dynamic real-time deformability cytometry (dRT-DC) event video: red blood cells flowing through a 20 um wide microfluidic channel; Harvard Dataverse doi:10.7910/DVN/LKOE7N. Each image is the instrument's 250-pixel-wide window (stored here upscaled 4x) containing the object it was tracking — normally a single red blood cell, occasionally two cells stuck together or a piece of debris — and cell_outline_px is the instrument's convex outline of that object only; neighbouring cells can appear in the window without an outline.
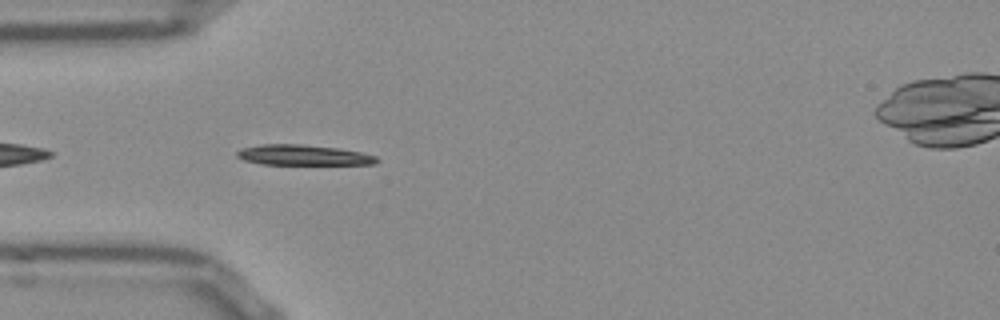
{"species": "Egyptian fruit bat (a non-hibernating species)", "species_latin": "Rousettus aegyptiacus", "temperature_condition": "room temperature", "stored_images_in_passage": 40, "camera_frame_rate_fps": 3000, "um_per_image_px": 0.085, "frame": {"image": 1, "passage_image": 3, "time_ms": 0.667, "image_size_px": [1000, 320], "cell_outline_px": [[380, 160], [376, 164], [260, 164], [244, 160], [236, 156], [236, 152], [240, 148], [260, 144], [300, 144], [336, 148], [360, 152], [376, 156]], "centroid_in_image_um": [25.74, 13.18], "position_along_channel_um": 59.3, "area_um2": 16.59}}
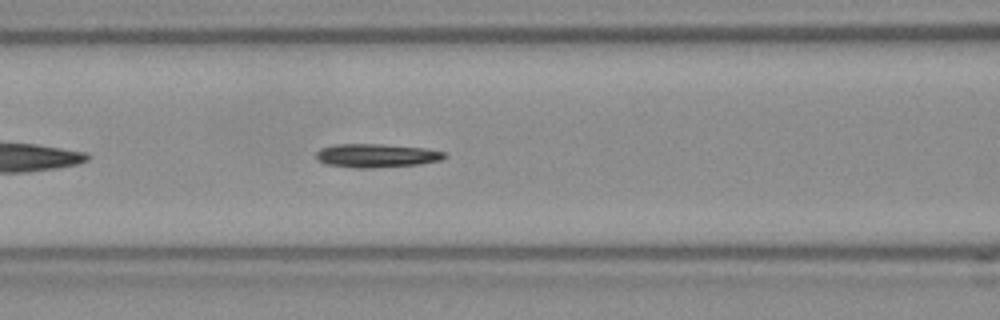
{"frame": {"image": 2, "passage_image": 9, "time_ms": 2.667, "image_size_px": [1000, 320], "cell_outline_px": [[448, 156], [440, 160], [420, 164], [372, 168], [356, 168], [328, 164], [316, 160], [316, 152], [320, 148], [336, 144], [380, 144], [424, 148], [444, 152]], "centroid_in_image_um": [31.98, 13.22], "position_along_channel_um": 134.6, "area_um2": 17.63}}
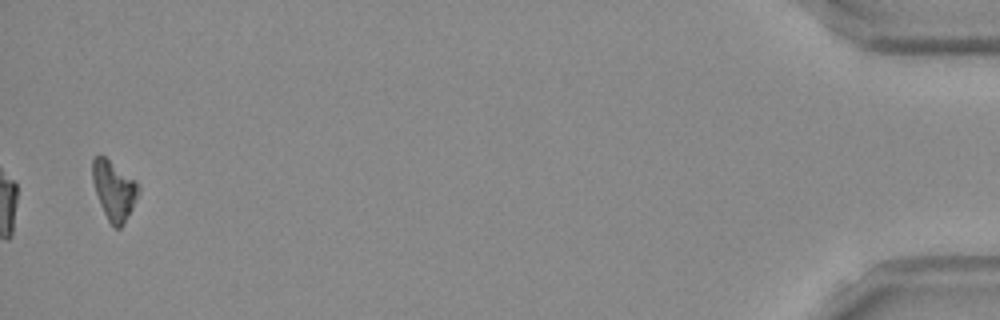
{"frame": {"image": 3, "passage_image": 39, "time_ms": 12.667, "image_size_px": [1000, 320], "cell_outline_px": [[140, 192], [132, 208], [120, 228], [116, 228], [108, 220], [100, 204], [92, 180], [92, 160], [96, 156], [104, 156], [136, 180], [140, 184]], "centroid_in_image_um": [9.7, 16.14], "position_along_channel_um": 425.5, "area_um2": 15.66}, "authors_computed_cell_mechanics": {"area_um2": 16.7042, "velocity_mm_per_s": 3.8389, "shape_relaxation_time_tau1_ms": 5.4399, "shape_relaxation_time_tau2_ms": null, "deformation_change_tau1": 0.1552, "deformation_change_tau2": null}}